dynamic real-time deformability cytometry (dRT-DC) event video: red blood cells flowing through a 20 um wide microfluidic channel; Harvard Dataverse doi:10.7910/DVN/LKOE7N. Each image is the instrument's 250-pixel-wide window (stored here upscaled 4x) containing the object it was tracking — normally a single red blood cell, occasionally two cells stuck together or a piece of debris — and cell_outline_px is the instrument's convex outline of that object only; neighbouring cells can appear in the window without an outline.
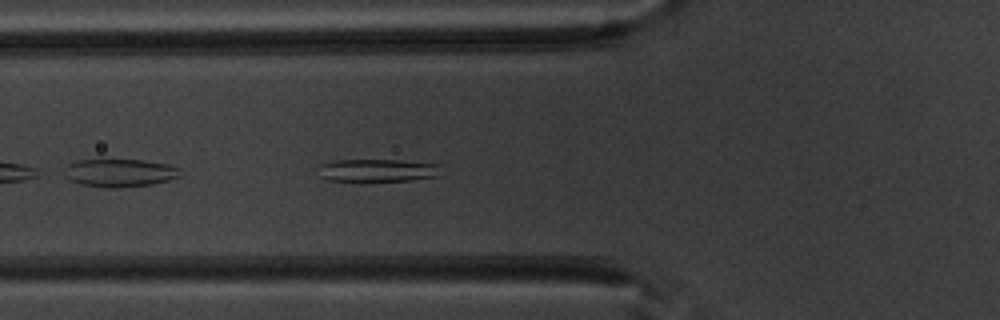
{"species": "common noctule bat (a hibernating species)", "species_latin": "Nyctalus noctula", "temperature_condition": "warm", "stored_images_in_passage": 35, "camera_frame_rate_fps": 3000, "um_per_image_px": 0.085, "animal": {"sex": "male", "body_mass_g": 20.1, "forearm_length_mm": 53.5}, "frame": {"image": 1, "passage_image": 3, "time_ms": 0.667, "image_size_px": [1000, 320], "cell_outline_px": [[444, 164], [440, 176], [408, 180], [364, 184], [360, 184], [328, 180], [320, 176], [320, 164], [332, 160], [400, 160]], "centroid_in_image_um": [32.12, 14.52], "position_along_channel_um": 93.7, "area_um2": 17.46}}
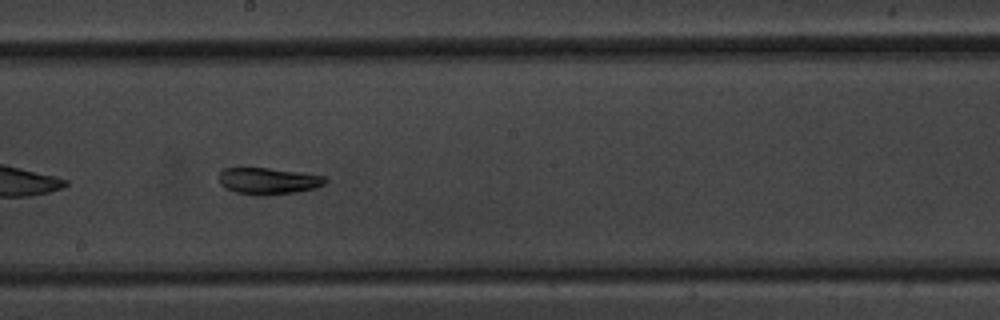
{"frame": {"image": 2, "passage_image": 13, "time_ms": 4.0, "image_size_px": [1000, 320], "cell_outline_px": [[328, 180], [324, 184], [316, 188], [296, 192], [268, 196], [256, 196], [236, 192], [224, 188], [220, 184], [220, 172], [224, 168], [268, 168], [304, 172], [324, 176]], "centroid_in_image_um": [22.83, 15.39], "position_along_channel_um": 225.4, "area_um2": 16.76}}
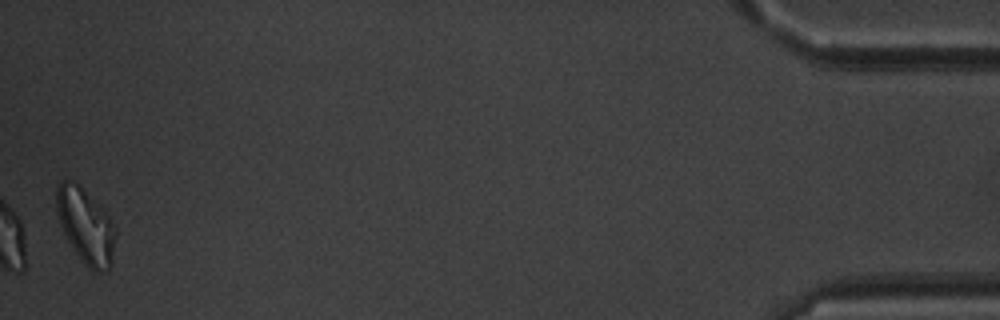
{"frame": {"image": 3, "passage_image": 35, "time_ms": 11.333, "image_size_px": [1000, 320], "cell_outline_px": [[116, 236], [112, 264], [108, 268], [100, 272], [96, 272], [88, 268], [84, 264], [68, 240], [60, 224], [56, 212], [56, 188], [60, 180], [72, 180], [80, 184], [104, 208], [116, 228]], "centroid_in_image_um": [7.3, 19.15], "position_along_channel_um": 427.9, "area_um2": 26.18}, "authors_computed_cell_mechanics": {"area_um2": 16.9354, "velocity_mm_per_s": 3.9445, "shape_relaxation_time_tau1_ms": 3.9319, "shape_relaxation_time_tau2_ms": 3.3991, "deformation_change_tau1": 0.163, "deformation_change_tau2": 0.1106}}